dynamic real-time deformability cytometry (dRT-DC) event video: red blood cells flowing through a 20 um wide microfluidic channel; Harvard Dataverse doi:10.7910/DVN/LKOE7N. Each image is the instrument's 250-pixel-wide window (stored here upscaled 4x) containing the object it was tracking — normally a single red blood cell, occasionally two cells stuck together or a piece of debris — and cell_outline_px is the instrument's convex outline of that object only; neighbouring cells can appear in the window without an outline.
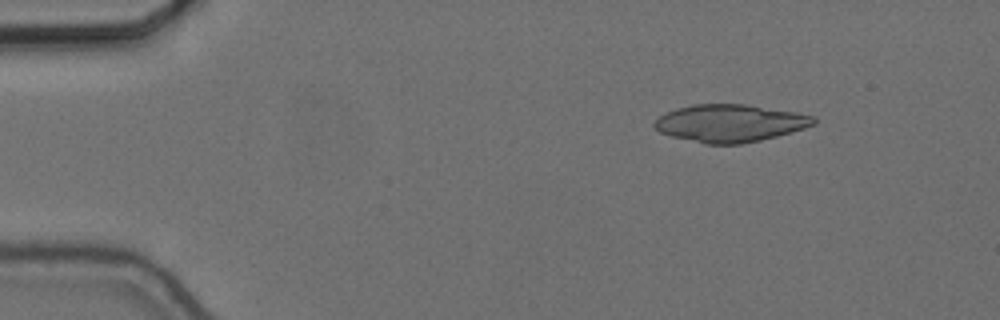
{"species": "common noctule bat (a hibernating species)", "species_latin": "Nyctalus noctula", "temperature_condition": "cold", "stored_images_in_passage": 50, "camera_frame_rate_fps": 3000, "um_per_image_px": 0.085, "animal": {"sex": "female", "body_mass_g": 24.6, "forearm_length_mm": 56.2}, "frame": {"image": 1, "passage_image": 2, "time_ms": 0.333, "image_size_px": [1000, 320], "cell_outline_px": [[816, 124], [792, 132], [760, 140], [740, 144], [704, 144], [672, 136], [660, 132], [652, 124], [660, 116], [676, 108], [692, 104], [744, 104], [796, 112], [816, 116]], "centroid_in_image_um": [62.07, 10.47], "position_along_channel_um": 22.9, "area_um2": 34.74}}